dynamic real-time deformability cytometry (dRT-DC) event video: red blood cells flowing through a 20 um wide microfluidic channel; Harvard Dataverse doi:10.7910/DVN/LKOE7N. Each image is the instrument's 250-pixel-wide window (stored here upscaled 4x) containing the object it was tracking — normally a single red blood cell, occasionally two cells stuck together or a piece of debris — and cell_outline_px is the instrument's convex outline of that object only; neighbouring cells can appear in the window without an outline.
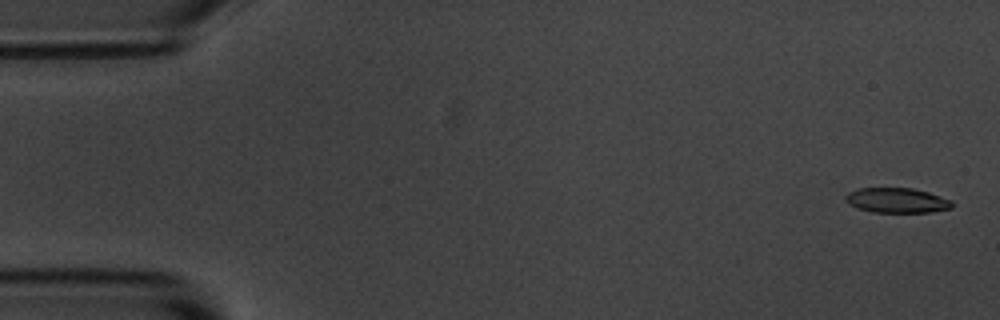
{"species": "common noctule bat (a hibernating species)", "species_latin": "Nyctalus noctula", "temperature_condition": "room temperature", "stored_images_in_passage": 56, "camera_frame_rate_fps": 3000, "um_per_image_px": 0.085, "animal": {"sex": "male", "body_mass_g": 20.1, "forearm_length_mm": 53.5}, "frame": {"image": 1, "passage_image": 2, "time_ms": 0.333, "image_size_px": [1000, 320], "cell_outline_px": [[952, 208], [932, 212], [872, 212], [856, 208], [848, 204], [844, 200], [844, 196], [848, 192], [856, 188], [912, 188], [928, 192], [952, 200]], "centroid_in_image_um": [76.19, 17.03], "position_along_channel_um": 8.8, "area_um2": 15.66}}
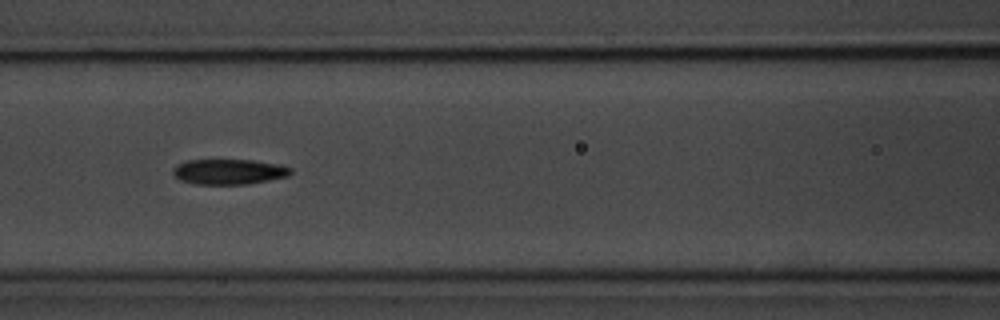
{"frame": {"image": 2, "passage_image": 24, "time_ms": 7.667, "image_size_px": [1000, 320], "cell_outline_px": [[292, 172], [288, 176], [248, 184], [196, 184], [180, 180], [172, 172], [172, 168], [176, 164], [188, 160], [252, 160], [280, 164], [292, 168]], "centroid_in_image_um": [19.46, 14.59], "position_along_channel_um": 147.1, "area_um2": 17.4}}
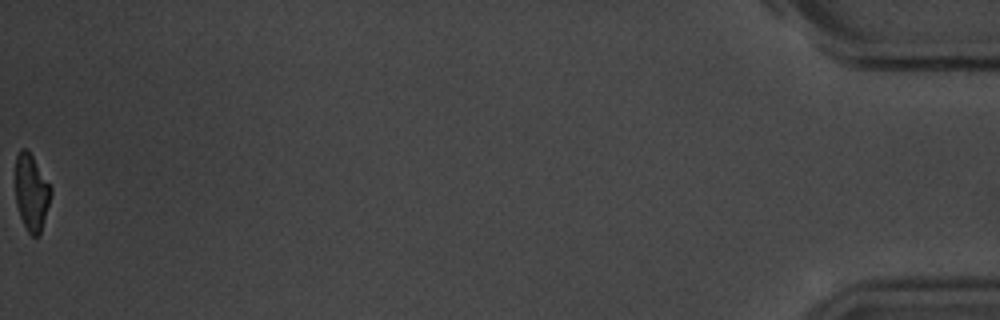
{"frame": {"image": 3, "passage_image": 56, "time_ms": 18.333, "image_size_px": [1000, 320], "cell_outline_px": [[52, 192], [40, 236], [32, 236], [28, 232], [20, 216], [16, 204], [16, 156], [20, 148], [24, 148], [32, 156], [52, 188]], "centroid_in_image_um": [2.68, 16.38], "position_along_channel_um": 432.5, "area_um2": 15.66}, "authors_computed_cell_mechanics": {"area_um2": 17.4267, "velocity_mm_per_s": 3.6379, "shape_relaxation_time_tau1_ms": 5.6309, "shape_relaxation_time_tau2_ms": 3.6781, "deformation_change_tau1": 0.2134, "deformation_change_tau2": 0.0976}}